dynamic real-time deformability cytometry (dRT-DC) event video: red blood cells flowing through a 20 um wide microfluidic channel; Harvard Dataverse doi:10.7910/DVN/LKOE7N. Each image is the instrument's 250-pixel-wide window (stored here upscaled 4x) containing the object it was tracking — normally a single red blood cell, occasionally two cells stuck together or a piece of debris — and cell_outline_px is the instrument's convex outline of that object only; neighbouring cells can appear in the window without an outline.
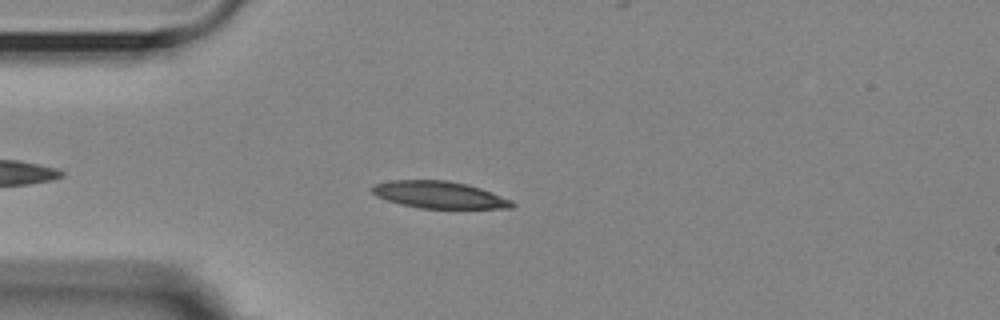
{"species": "Egyptian fruit bat (a non-hibernating species)", "species_latin": "Rousettus aegyptiacus", "temperature_condition": "room temperature", "stored_images_in_passage": 41, "camera_frame_rate_fps": 3000, "um_per_image_px": 0.085, "animal": {"sex": "female"}, "frame": {"image": 1, "passage_image": 7, "time_ms": 2.0, "image_size_px": [1000, 320], "cell_outline_px": [[516, 204], [512, 208], [420, 208], [400, 204], [376, 196], [372, 192], [372, 188], [376, 184], [392, 180], [448, 180], [468, 184], [480, 188], [512, 200]], "centroid_in_image_um": [37.36, 16.55], "position_along_channel_um": 47.6, "area_um2": 21.91}}
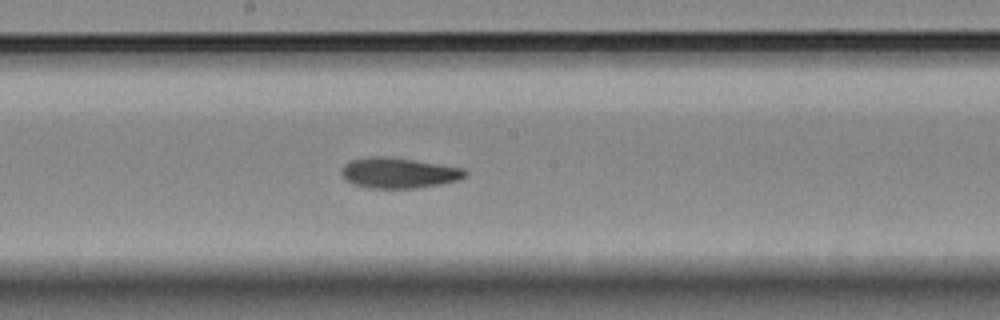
{"frame": {"image": 2, "passage_image": 22, "time_ms": 7.0, "image_size_px": [1000, 320], "cell_outline_px": [[468, 172], [460, 180], [440, 184], [416, 188], [372, 188], [352, 184], [344, 180], [340, 172], [344, 164], [352, 160], [372, 156], [384, 156], [412, 160], [464, 168]], "centroid_in_image_um": [33.86, 14.7], "position_along_channel_um": 214.3, "area_um2": 21.91}}
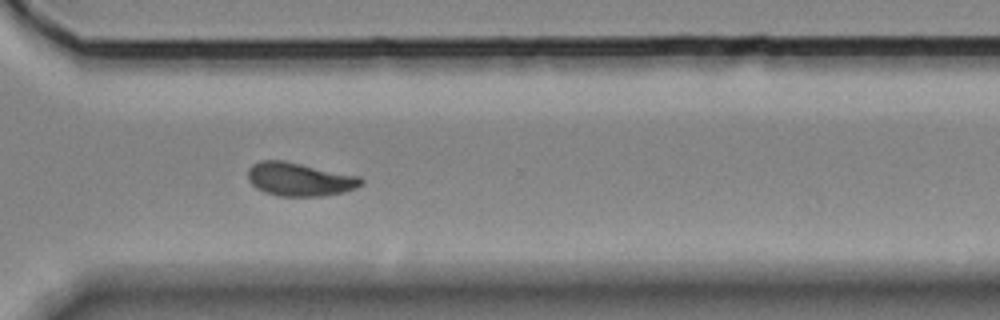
{"frame": {"image": 3, "passage_image": 33, "time_ms": 10.667, "image_size_px": [1000, 320], "cell_outline_px": [[364, 184], [356, 188], [344, 192], [324, 196], [280, 196], [264, 192], [256, 188], [248, 180], [248, 168], [252, 164], [260, 160], [284, 160], [360, 176], [364, 180]], "centroid_in_image_um": [25.47, 15.24], "position_along_channel_um": 345.1, "area_um2": 22.31}, "authors_computed_cell_mechanics": {"area_um2": 21.9062, "velocity_mm_per_s": 3.5763, "shape_relaxation_time_tau1_ms": 4.9705, "shape_relaxation_time_tau2_ms": 2.5844, "deformation_change_tau1": 0.1686, "deformation_change_tau2": 0.0855}}